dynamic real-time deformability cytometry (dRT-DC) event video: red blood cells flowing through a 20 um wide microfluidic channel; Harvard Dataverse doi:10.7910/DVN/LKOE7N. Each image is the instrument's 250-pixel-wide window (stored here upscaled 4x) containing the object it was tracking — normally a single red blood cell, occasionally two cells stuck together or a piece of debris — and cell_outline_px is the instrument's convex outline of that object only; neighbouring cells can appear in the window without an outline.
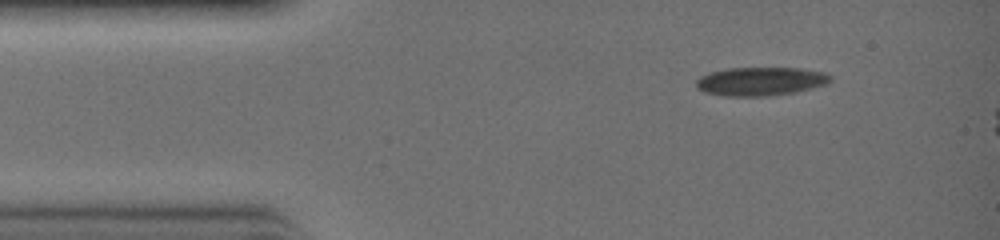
{"species": "common noctule bat (a hibernating species)", "species_latin": "Nyctalus noctula", "temperature_condition": "warm", "stored_images_in_passage": 27, "camera_frame_rate_fps": 3000, "um_per_image_px": 0.085, "animal": {"sex": "female", "body_mass_g": 19.0, "forearm_length_mm": 51.5}, "frame": {"image": 1, "passage_image": 1, "time_ms": 0.0, "image_size_px": [1000, 240], "cell_outline_px": [[832, 76], [824, 84], [792, 92], [760, 96], [728, 96], [704, 92], [696, 88], [696, 80], [700, 76], [708, 72], [728, 68], [800, 68], [824, 72]], "centroid_in_image_um": [64.55, 6.9], "position_along_channel_um": 20.4, "area_um2": 21.96}}
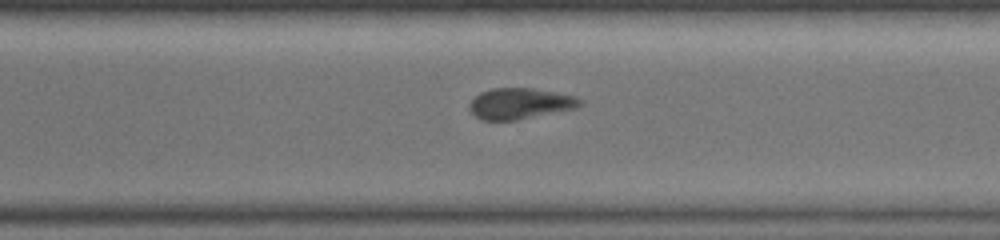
{"frame": {"image": 2, "passage_image": 19, "time_ms": 6.0, "image_size_px": [1000, 240], "cell_outline_px": [[584, 104], [576, 108], [516, 120], [480, 120], [468, 108], [468, 104], [480, 92], [492, 88], [532, 88], [556, 92], [576, 96], [584, 100]], "centroid_in_image_um": [44.22, 8.8], "position_along_channel_um": 326.4, "area_um2": 20.06}}
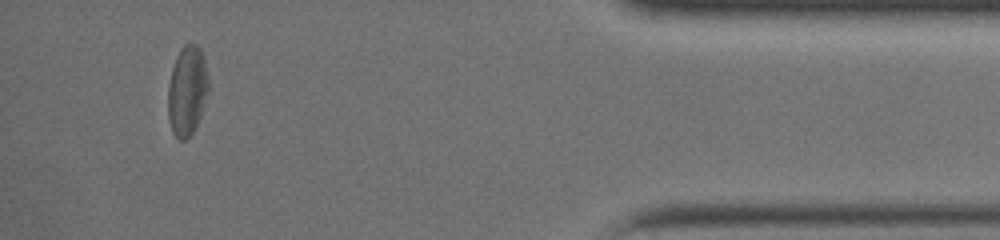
{"frame": {"image": 3, "passage_image": 26, "time_ms": 8.333, "image_size_px": [1000, 240], "cell_outline_px": [[208, 92], [200, 116], [192, 132], [184, 140], [180, 140], [172, 132], [168, 120], [168, 84], [172, 68], [176, 56], [184, 44], [196, 44], [200, 48], [204, 56], [208, 76]], "centroid_in_image_um": [15.9, 7.68], "position_along_channel_um": 419.3, "area_um2": 21.15}}